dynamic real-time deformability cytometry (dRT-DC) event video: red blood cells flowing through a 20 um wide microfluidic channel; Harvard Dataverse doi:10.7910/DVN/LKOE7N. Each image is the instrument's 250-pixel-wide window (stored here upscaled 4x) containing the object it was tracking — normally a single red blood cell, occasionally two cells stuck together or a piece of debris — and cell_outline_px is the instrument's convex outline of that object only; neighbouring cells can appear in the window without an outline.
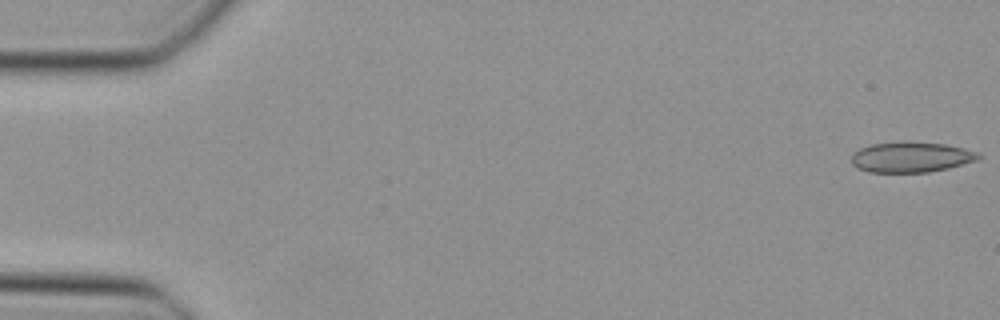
{"species": "Egyptian fruit bat (a non-hibernating species)", "species_latin": "Rousettus aegyptiacus", "temperature_condition": "cold", "stored_images_in_passage": 7, "camera_frame_rate_fps": 3000, "um_per_image_px": 0.085, "animal": {"sex": "female"}, "frame": {"image": 1, "passage_image": 1, "time_ms": 0.0, "image_size_px": [1000, 320], "cell_outline_px": [[984, 156], [976, 160], [948, 168], [928, 172], [868, 172], [856, 168], [852, 164], [852, 156], [860, 148], [872, 144], [900, 140], [912, 140], [944, 144], [964, 148], [980, 152]], "centroid_in_image_um": [77.46, 13.33], "position_along_channel_um": 7.5, "area_um2": 22.95}}